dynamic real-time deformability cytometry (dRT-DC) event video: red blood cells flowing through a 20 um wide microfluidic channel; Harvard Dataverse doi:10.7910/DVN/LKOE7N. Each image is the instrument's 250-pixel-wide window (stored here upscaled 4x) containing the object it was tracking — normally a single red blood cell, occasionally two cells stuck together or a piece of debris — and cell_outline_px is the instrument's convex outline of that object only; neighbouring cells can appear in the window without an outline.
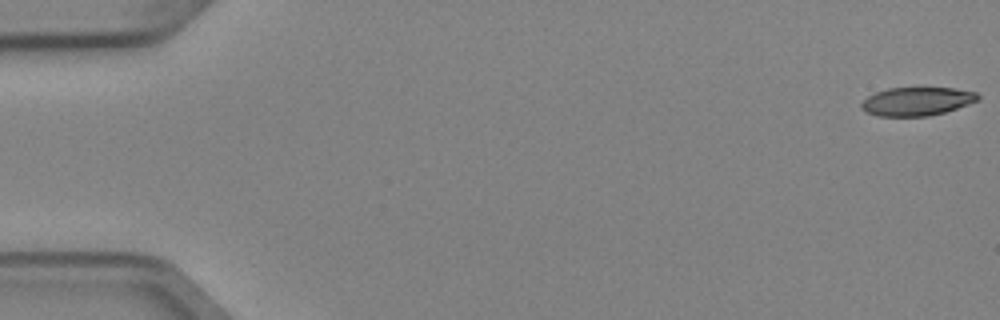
{"species": "Egyptian fruit bat (a non-hibernating species)", "species_latin": "Rousettus aegyptiacus", "temperature_condition": "cold", "stored_images_in_passage": 4, "camera_frame_rate_fps": 3000, "um_per_image_px": 0.085, "animal": {"sex": "female"}, "frame": {"image": 1, "passage_image": 1, "time_ms": 0.0, "image_size_px": [1000, 320], "cell_outline_px": [[980, 100], [944, 112], [928, 116], [880, 116], [868, 112], [860, 108], [860, 104], [868, 96], [876, 92], [888, 88], [952, 88], [976, 92], [980, 96]], "centroid_in_image_um": [77.94, 8.61], "position_along_channel_um": 7.1, "area_um2": 19.19}}